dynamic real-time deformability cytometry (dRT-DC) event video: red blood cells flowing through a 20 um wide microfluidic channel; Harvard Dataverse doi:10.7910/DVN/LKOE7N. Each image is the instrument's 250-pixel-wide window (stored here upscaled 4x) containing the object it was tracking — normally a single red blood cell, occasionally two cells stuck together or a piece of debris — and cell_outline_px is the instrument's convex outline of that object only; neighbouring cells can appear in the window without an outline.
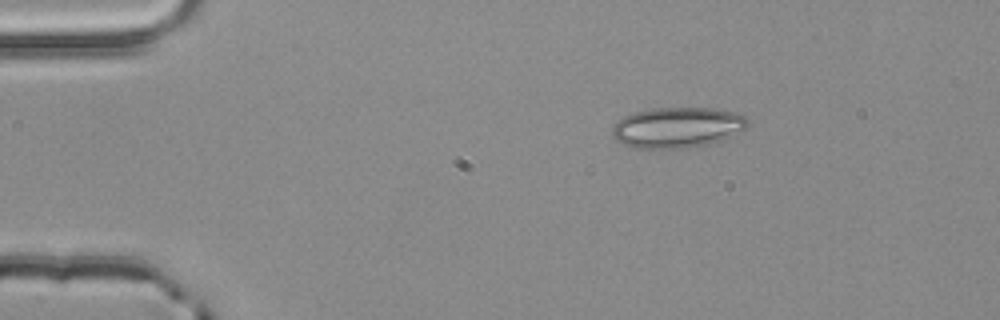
{"species": "common noctule bat (a hibernating species)", "species_latin": "Nyctalus noctula", "temperature_condition": "room temperature", "stored_images_in_passage": 2, "camera_frame_rate_fps": 3000, "um_per_image_px": 0.085, "animal": {"sex": "male", "body_mass_g": 20.4}, "frame": {"image": 1, "passage_image": 1, "time_ms": 0.0, "image_size_px": [1000, 320], "cell_outline_px": [[748, 124], [744, 128], [724, 140], [708, 144], [688, 148], [636, 148], [624, 144], [616, 140], [612, 136], [612, 128], [624, 116], [636, 112], [652, 108], [712, 108], [736, 112], [744, 116], [748, 120]], "centroid_in_image_um": [57.58, 10.84], "position_along_channel_um": 27.4, "area_um2": 31.91}}